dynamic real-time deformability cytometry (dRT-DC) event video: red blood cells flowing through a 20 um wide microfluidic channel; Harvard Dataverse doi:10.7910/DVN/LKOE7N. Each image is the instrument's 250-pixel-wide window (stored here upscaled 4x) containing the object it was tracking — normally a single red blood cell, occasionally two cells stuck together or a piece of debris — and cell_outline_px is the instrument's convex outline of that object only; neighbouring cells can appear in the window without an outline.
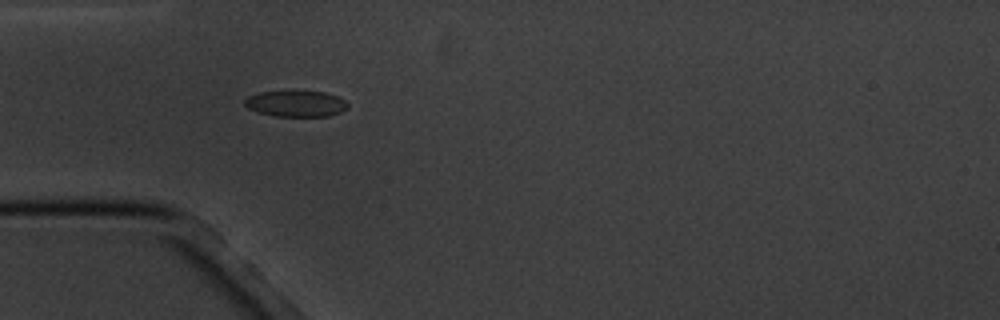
{"species": "common noctule bat (a hibernating species)", "species_latin": "Nyctalus noctula", "temperature_condition": "cold", "stored_images_in_passage": 4, "camera_frame_rate_fps": 3000, "um_per_image_px": 0.085, "animal": {"sex": "male", "body_mass_g": 20.1, "forearm_length_mm": 53.5}, "frame": {"image": 1, "passage_image": 3, "time_ms": 3.333, "image_size_px": [1000, 320], "cell_outline_px": [[348, 108], [340, 112], [328, 116], [276, 116], [260, 112], [248, 108], [244, 104], [244, 100], [248, 96], [260, 92], [292, 88], [324, 92], [336, 96], [344, 100], [348, 104]], "centroid_in_image_um": [25.14, 8.76], "position_along_channel_um": 59.9, "area_um2": 16.24}}
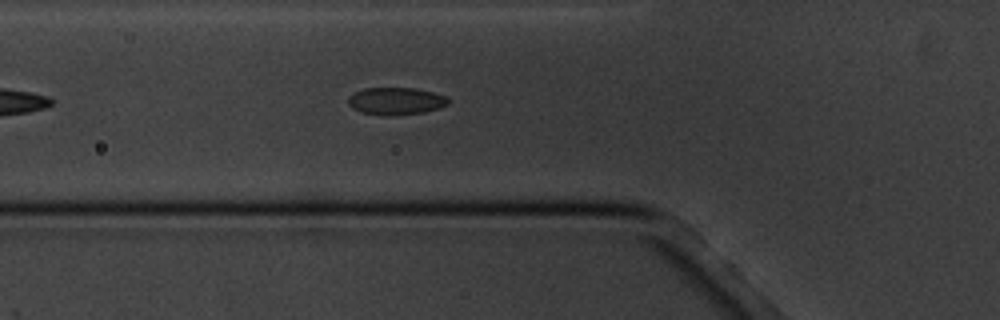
{"frame": {"image": 2, "passage_image": 4, "time_ms": 4.333, "image_size_px": [1000, 320], "cell_outline_px": [[448, 104], [440, 108], [424, 112], [360, 112], [352, 108], [348, 104], [348, 96], [364, 88], [412, 88], [432, 92], [448, 96]], "centroid_in_image_um": [33.67, 8.53], "position_along_channel_um": 92.1, "area_um2": 15.03}}